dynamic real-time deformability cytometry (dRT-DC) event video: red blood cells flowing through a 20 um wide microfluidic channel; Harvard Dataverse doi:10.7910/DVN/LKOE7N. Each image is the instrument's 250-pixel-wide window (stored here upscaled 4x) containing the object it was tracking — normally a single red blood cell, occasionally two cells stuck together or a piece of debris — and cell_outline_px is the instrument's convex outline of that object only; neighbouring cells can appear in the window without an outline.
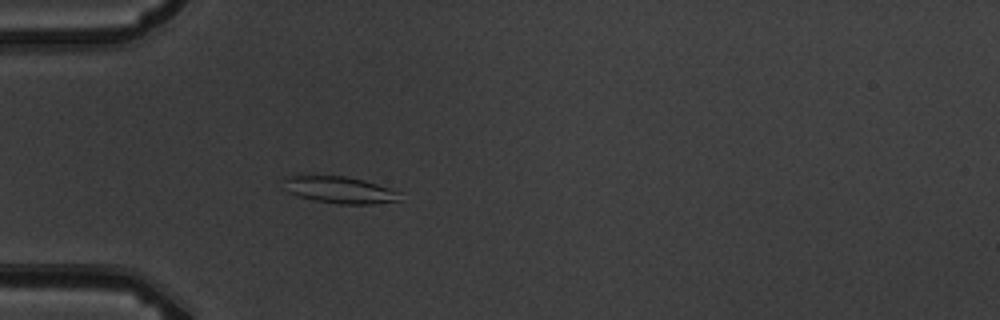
{"species": "common noctule bat (a hibernating species)", "species_latin": "Nyctalus noctula", "temperature_condition": "warm", "stored_images_in_passage": 5, "camera_frame_rate_fps": 3000, "um_per_image_px": 0.085, "animal": {"sex": "male", "body_mass_g": 19.5, "forearm_length_mm": 54.6}, "frame": {"image": 1, "passage_image": 5, "time_ms": 5.333, "image_size_px": [1000, 320], "cell_outline_px": [[400, 200], [368, 204], [340, 204], [316, 200], [300, 196], [288, 192], [284, 180], [284, 176], [304, 172], [344, 176], [364, 180], [400, 192]], "centroid_in_image_um": [28.77, 16.08], "position_along_channel_um": 56.2, "area_um2": 18.55}}